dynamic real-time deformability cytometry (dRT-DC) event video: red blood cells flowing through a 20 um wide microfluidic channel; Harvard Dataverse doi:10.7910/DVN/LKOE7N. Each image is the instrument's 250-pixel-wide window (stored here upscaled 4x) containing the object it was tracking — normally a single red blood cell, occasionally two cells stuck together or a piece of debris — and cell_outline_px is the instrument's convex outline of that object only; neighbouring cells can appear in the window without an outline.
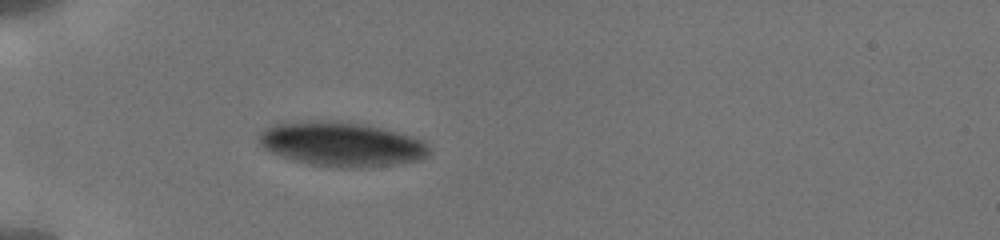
{"species": "human", "species_latin": "Homo sapiens", "temperature_condition": "cold", "stored_images_in_passage": 2, "camera_frame_rate_fps": 3000, "um_per_image_px": 0.085, "donor": {"sex": "male"}, "frame": {"image": 1, "passage_image": 1, "time_ms": 0.0, "image_size_px": [1000, 240], "cell_outline_px": [[432, 152], [428, 156], [420, 160], [396, 164], [360, 168], [340, 168], [308, 164], [292, 160], [268, 152], [260, 144], [260, 132], [264, 128], [272, 124], [320, 120], [336, 120], [384, 128], [412, 136], [424, 140], [432, 148]], "centroid_in_image_um": [29.07, 12.26], "position_along_channel_um": 55.9, "area_um2": 44.62}}